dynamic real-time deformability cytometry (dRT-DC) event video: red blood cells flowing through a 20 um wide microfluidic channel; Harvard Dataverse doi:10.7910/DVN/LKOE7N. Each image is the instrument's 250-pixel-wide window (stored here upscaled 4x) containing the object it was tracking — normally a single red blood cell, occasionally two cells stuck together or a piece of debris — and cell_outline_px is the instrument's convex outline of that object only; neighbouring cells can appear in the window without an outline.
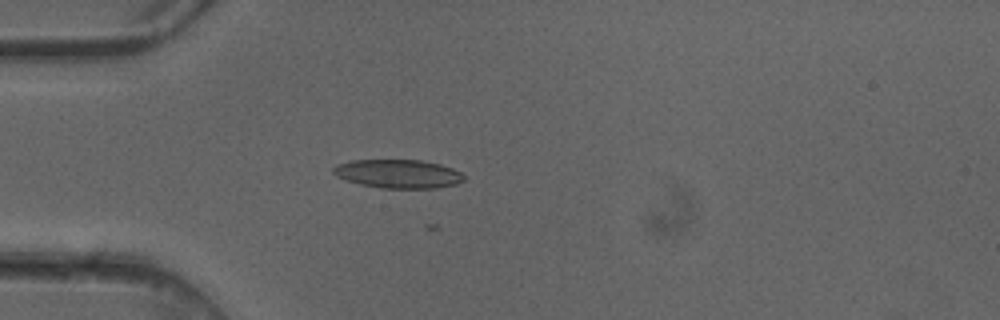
{"species": "common noctule bat (a hibernating species)", "species_latin": "Nyctalus noctula", "temperature_condition": "cold", "stored_images_in_passage": 4, "camera_frame_rate_fps": 3000, "um_per_image_px": 0.085, "animal": {"sex": "female"}, "frame": {"image": 1, "passage_image": 4, "time_ms": 1.0, "image_size_px": [1000, 320], "cell_outline_px": [[464, 180], [456, 184], [436, 188], [380, 188], [360, 184], [344, 180], [336, 176], [332, 172], [332, 168], [336, 164], [352, 160], [420, 160], [440, 164], [452, 168], [460, 172], [464, 176]], "centroid_in_image_um": [33.81, 14.77], "position_along_channel_um": 51.2, "area_um2": 21.91}}